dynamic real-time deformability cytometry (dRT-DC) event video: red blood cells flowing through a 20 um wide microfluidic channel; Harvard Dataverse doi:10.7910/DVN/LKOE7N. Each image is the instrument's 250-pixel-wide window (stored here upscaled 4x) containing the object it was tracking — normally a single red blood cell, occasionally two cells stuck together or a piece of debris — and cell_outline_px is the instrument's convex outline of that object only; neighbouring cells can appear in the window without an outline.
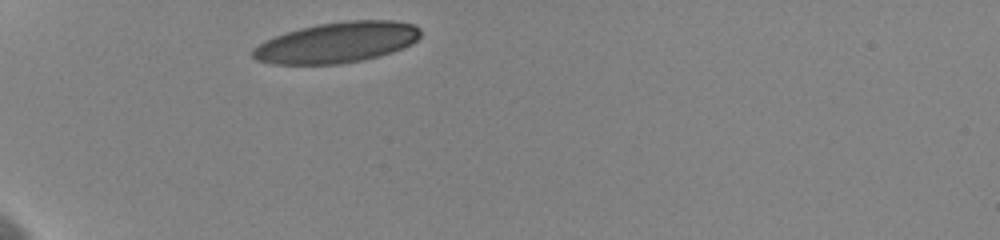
{"species": "human", "species_latin": "Homo sapiens", "temperature_condition": "cold", "stored_images_in_passage": 8, "camera_frame_rate_fps": 3000, "um_per_image_px": 0.085, "donor": {"sex": "female"}, "frame": {"image": 1, "passage_image": 1, "time_ms": 0.0, "image_size_px": [1000, 240], "cell_outline_px": [[420, 36], [412, 44], [392, 52], [380, 56], [364, 60], [340, 64], [272, 64], [256, 60], [252, 56], [252, 48], [264, 40], [300, 28], [320, 24], [348, 20], [396, 20], [412, 24], [420, 28]], "centroid_in_image_um": [28.65, 3.61], "position_along_channel_um": 56.4, "area_um2": 39.82}}